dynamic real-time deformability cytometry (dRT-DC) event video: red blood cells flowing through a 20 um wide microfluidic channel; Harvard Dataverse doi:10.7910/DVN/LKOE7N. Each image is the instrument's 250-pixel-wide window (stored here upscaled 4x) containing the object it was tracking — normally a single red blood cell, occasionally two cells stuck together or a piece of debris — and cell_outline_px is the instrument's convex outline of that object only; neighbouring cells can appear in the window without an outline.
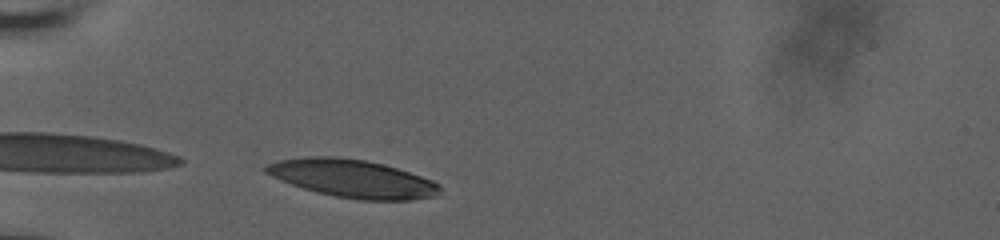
{"species": "human", "species_latin": "Homo sapiens", "temperature_condition": "room temperature", "stored_images_in_passage": 32, "camera_frame_rate_fps": 3000, "um_per_image_px": 0.085, "donor": {"sex": "male"}, "frame": {"image": 1, "passage_image": 2, "time_ms": 0.333, "image_size_px": [1000, 240], "cell_outline_px": [[440, 188], [436, 196], [408, 200], [360, 200], [336, 196], [316, 192], [280, 180], [264, 172], [264, 168], [268, 164], [280, 160], [308, 156], [336, 156], [364, 160], [384, 164], [432, 180], [440, 184]], "centroid_in_image_um": [29.96, 15.17], "position_along_channel_um": 55.0, "area_um2": 38.15}}
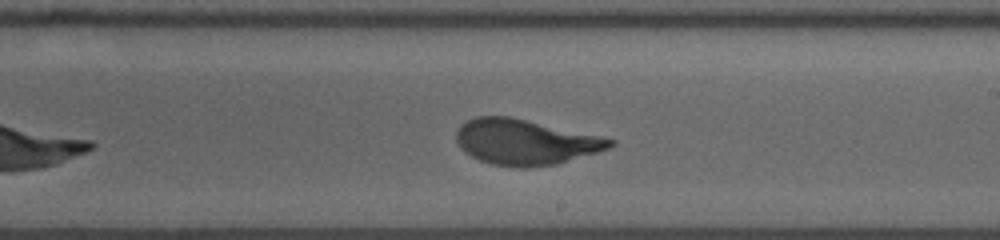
{"frame": {"image": 2, "passage_image": 19, "time_ms": 6.0, "image_size_px": [1000, 240], "cell_outline_px": [[616, 144], [608, 148], [560, 164], [528, 168], [520, 168], [488, 164], [464, 152], [460, 148], [456, 140], [456, 132], [460, 124], [476, 116], [508, 116], [600, 136], [616, 140]], "centroid_in_image_um": [44.62, 12.09], "position_along_channel_um": 244.4, "area_um2": 40.81}}
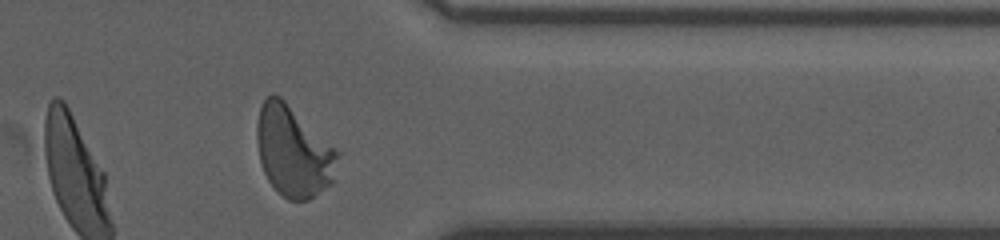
{"frame": {"image": 3, "passage_image": 31, "time_ms": 10.0, "image_size_px": [1000, 240], "cell_outline_px": [[340, 152], [336, 180], [332, 184], [308, 200], [288, 200], [268, 180], [264, 172], [260, 160], [256, 140], [256, 124], [260, 108], [264, 100], [272, 92], [280, 96]], "centroid_in_image_um": [24.97, 12.87], "position_along_channel_um": 386.4, "area_um2": 42.83}, "authors_computed_cell_mechanics": {"area_um2": 40.3155, "velocity_mm_per_s": 3.6999, "shape_relaxation_time_tau1_ms": 3.0179, "shape_relaxation_time_tau2_ms": null, "deformation_change_tau1": 0.1938, "deformation_change_tau2": null}}